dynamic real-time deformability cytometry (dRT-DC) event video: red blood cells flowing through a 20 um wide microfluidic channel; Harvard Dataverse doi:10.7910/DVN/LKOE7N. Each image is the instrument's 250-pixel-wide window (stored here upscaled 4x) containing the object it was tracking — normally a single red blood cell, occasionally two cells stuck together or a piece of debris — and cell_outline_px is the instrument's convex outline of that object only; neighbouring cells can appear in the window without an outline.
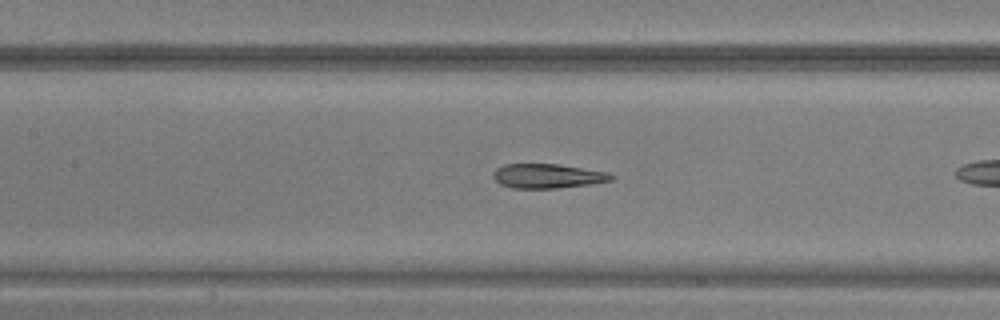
{"species": "common noctule bat (a hibernating species)", "species_latin": "Nyctalus noctula", "temperature_condition": "warm", "stored_images_in_passage": 11, "camera_frame_rate_fps": 3000, "um_per_image_px": 0.085, "animal": {"sex": "male", "body_mass_g": 20.5, "forearm_length_mm": 52.5}, "frame": {"image": 1, "passage_image": 7, "time_ms": 2.0, "image_size_px": [1000, 320], "cell_outline_px": [[616, 176], [612, 180], [588, 184], [556, 188], [512, 188], [500, 184], [492, 176], [492, 172], [496, 168], [504, 164], [560, 164], [608, 172]], "centroid_in_image_um": [46.53, 14.95], "position_along_channel_um": 160.9, "area_um2": 16.82}}
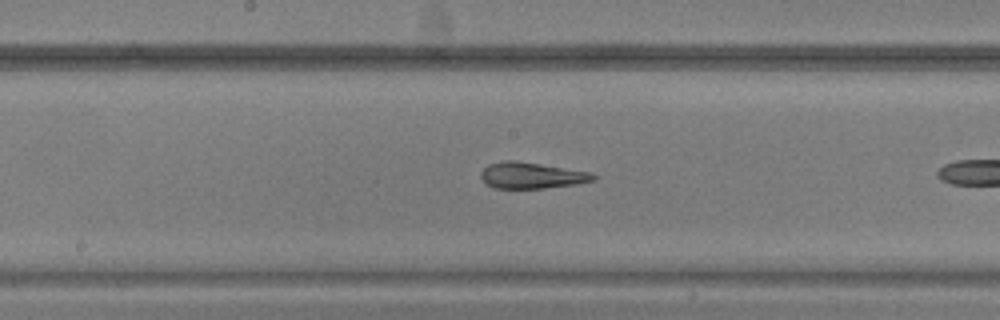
{"frame": {"image": 2, "passage_image": 10, "time_ms": 3.0, "image_size_px": [1000, 320], "cell_outline_px": [[596, 180], [576, 184], [544, 188], [492, 188], [480, 176], [480, 172], [488, 164], [504, 160], [516, 160], [592, 172], [596, 176]], "centroid_in_image_um": [45.19, 14.9], "position_along_channel_um": 203.0, "area_um2": 17.22}}